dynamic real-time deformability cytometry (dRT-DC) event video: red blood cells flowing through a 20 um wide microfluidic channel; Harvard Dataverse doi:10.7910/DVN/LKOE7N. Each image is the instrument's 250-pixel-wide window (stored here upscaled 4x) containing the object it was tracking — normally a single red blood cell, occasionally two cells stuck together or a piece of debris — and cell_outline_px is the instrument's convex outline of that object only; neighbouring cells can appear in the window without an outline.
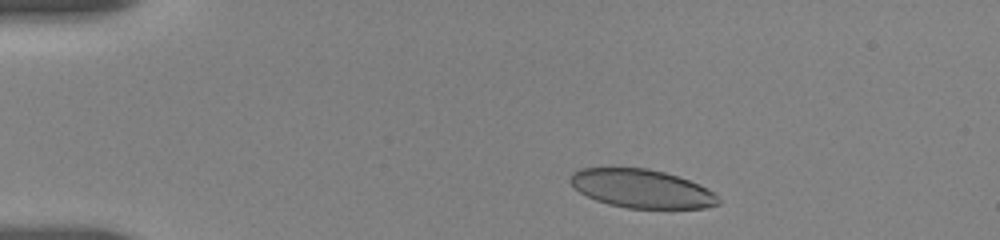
{"species": "human", "species_latin": "Homo sapiens", "temperature_condition": "room temperature", "stored_images_in_passage": 19, "camera_frame_rate_fps": 3000, "um_per_image_px": 0.085, "donor": {"sex": "female"}, "frame": {"image": 1, "passage_image": 2, "time_ms": 1.333, "image_size_px": [1000, 240], "cell_outline_px": [[720, 204], [704, 208], [628, 208], [608, 204], [596, 200], [580, 192], [568, 180], [572, 172], [580, 168], [648, 168], [664, 172], [688, 180], [708, 188], [716, 192], [720, 200]], "centroid_in_image_um": [54.56, 16.03], "position_along_channel_um": 30.4, "area_um2": 33.23}}
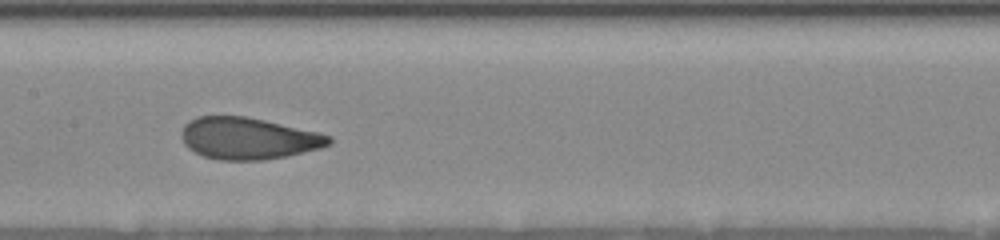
{"frame": {"image": 2, "passage_image": 9, "time_ms": 7.333, "image_size_px": [1000, 240], "cell_outline_px": [[332, 144], [320, 148], [288, 156], [264, 160], [220, 160], [204, 156], [188, 148], [184, 144], [180, 136], [180, 132], [184, 124], [188, 120], [196, 116], [244, 116], [264, 120], [320, 132], [332, 136]], "centroid_in_image_um": [21.1, 11.76], "position_along_channel_um": 186.3, "area_um2": 36.24}}
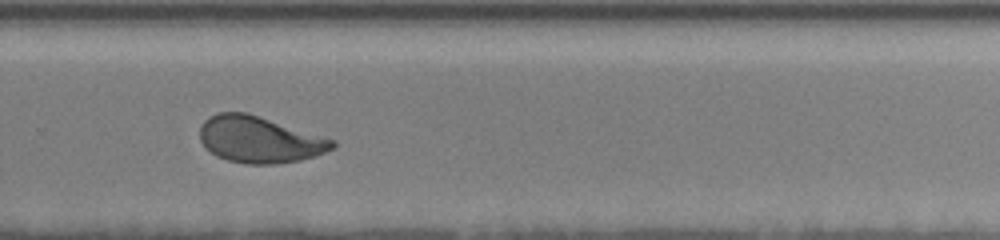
{"frame": {"image": 3, "passage_image": 17, "time_ms": 10.667, "image_size_px": [1000, 240], "cell_outline_px": [[336, 148], [316, 156], [300, 160], [276, 164], [244, 164], [228, 160], [216, 156], [200, 140], [200, 124], [208, 116], [216, 112], [248, 112], [336, 140]], "centroid_in_image_um": [22.07, 11.85], "position_along_channel_um": 307.7, "area_um2": 36.24}}